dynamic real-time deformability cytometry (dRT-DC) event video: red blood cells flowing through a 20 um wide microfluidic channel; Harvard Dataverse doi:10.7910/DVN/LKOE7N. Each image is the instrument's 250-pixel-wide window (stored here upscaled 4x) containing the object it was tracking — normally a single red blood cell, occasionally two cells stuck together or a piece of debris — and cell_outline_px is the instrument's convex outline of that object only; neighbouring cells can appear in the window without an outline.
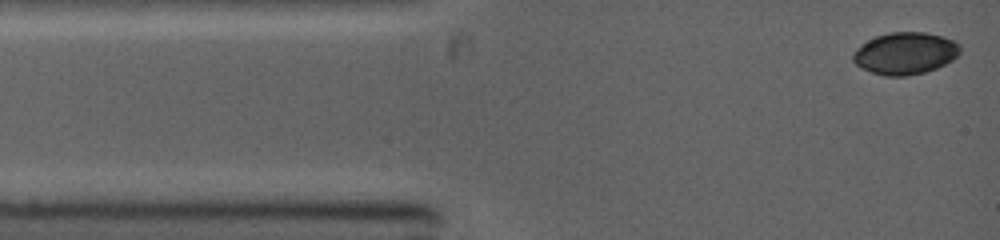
{"species": "common noctule bat (a hibernating species)", "species_latin": "Nyctalus noctula", "temperature_condition": "warm", "stored_images_in_passage": 5, "camera_frame_rate_fps": 5000, "um_per_image_px": 0.085, "animal": {"sex": "female", "body_mass_g": 19.0, "forearm_length_mm": 53.3}, "frame": {"image": 1, "passage_image": 1, "time_ms": 0.0, "image_size_px": [1000, 240], "cell_outline_px": [[960, 52], [952, 60], [936, 68], [924, 72], [908, 76], [884, 76], [860, 68], [852, 60], [852, 56], [856, 48], [868, 40], [876, 36], [892, 32], [924, 32], [940, 36], [952, 40], [960, 44]], "centroid_in_image_um": [76.92, 4.54], "position_along_channel_um": 8.1, "area_um2": 26.13}}
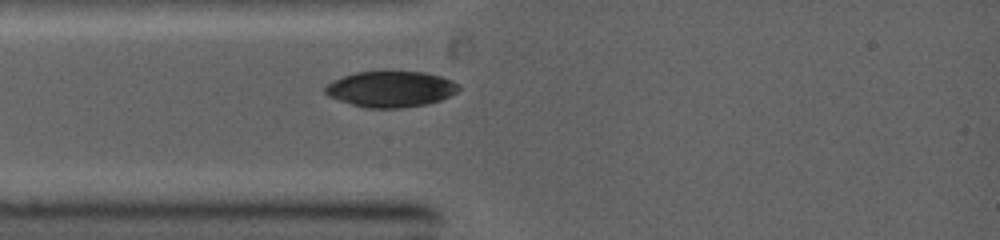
{"frame": {"image": 2, "passage_image": 5, "time_ms": 2.2, "image_size_px": [1000, 240], "cell_outline_px": [[460, 88], [456, 92], [440, 100], [424, 104], [400, 108], [368, 108], [352, 104], [328, 96], [324, 92], [324, 88], [332, 80], [356, 72], [424, 72], [440, 76], [452, 80], [460, 84]], "centroid_in_image_um": [33.21, 7.57], "position_along_channel_um": 51.8, "area_um2": 27.69}}